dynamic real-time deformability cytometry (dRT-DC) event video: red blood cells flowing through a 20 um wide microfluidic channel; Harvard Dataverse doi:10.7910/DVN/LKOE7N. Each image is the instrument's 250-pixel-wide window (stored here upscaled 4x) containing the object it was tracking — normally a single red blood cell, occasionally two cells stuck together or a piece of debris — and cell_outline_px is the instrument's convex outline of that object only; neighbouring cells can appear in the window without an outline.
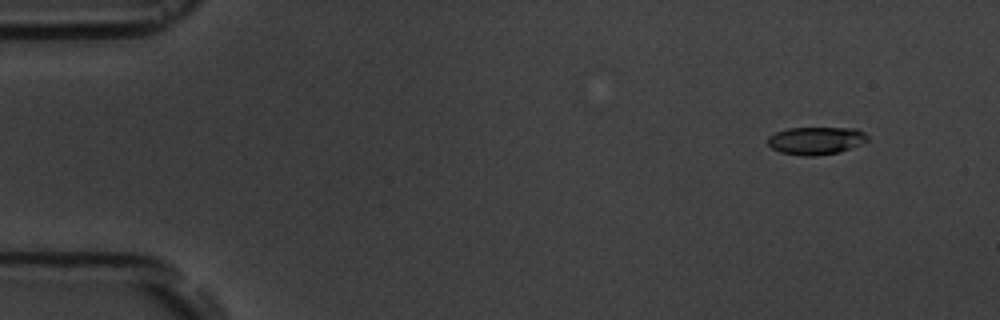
{"species": "common noctule bat (a hibernating species)", "species_latin": "Nyctalus noctula", "temperature_condition": "room temperature", "stored_images_in_passage": 9, "camera_frame_rate_fps": 3000, "um_per_image_px": 0.085, "animal": {"sex": "male", "body_mass_g": 19.5, "forearm_length_mm": 54.6}, "frame": {"image": 1, "passage_image": 2, "time_ms": 1.0, "image_size_px": [1000, 320], "cell_outline_px": [[868, 140], [860, 144], [840, 152], [816, 156], [804, 156], [780, 152], [772, 148], [768, 144], [768, 136], [776, 132], [788, 128], [856, 128], [864, 132], [868, 136]], "centroid_in_image_um": [69.36, 11.95], "position_along_channel_um": 15.6, "area_um2": 16.13}}
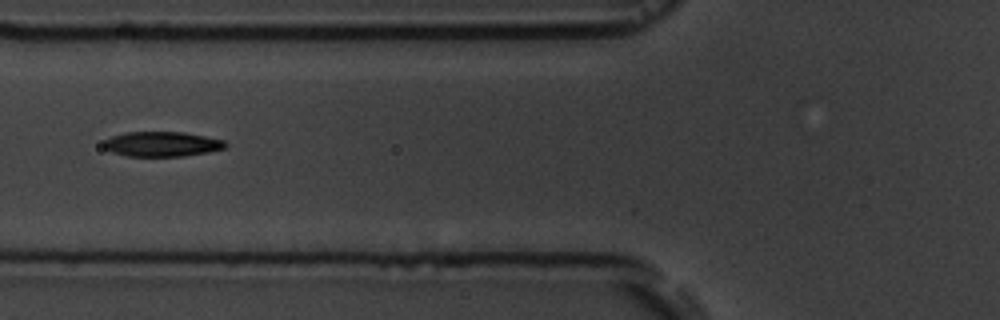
{"frame": {"image": 2, "passage_image": 7, "time_ms": 6.667, "image_size_px": [1000, 320], "cell_outline_px": [[228, 144], [224, 148], [208, 152], [184, 156], [128, 156], [112, 152], [104, 148], [104, 140], [112, 136], [124, 132], [184, 132], [224, 140]], "centroid_in_image_um": [13.76, 12.24], "position_along_channel_um": 112.0, "area_um2": 17.63}}
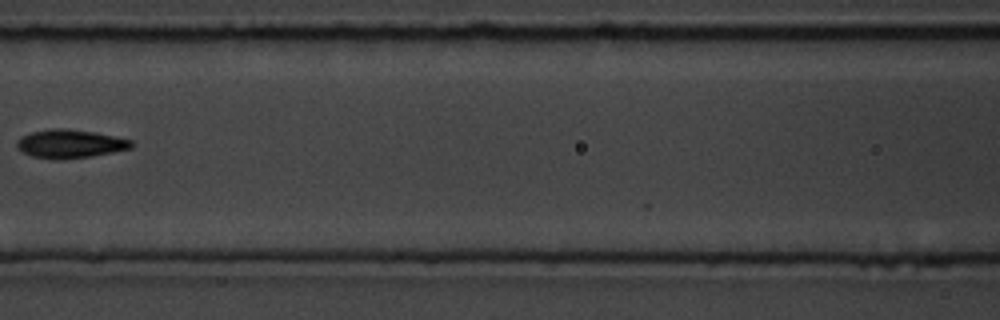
{"frame": {"image": 3, "passage_image": 8, "time_ms": 8.0, "image_size_px": [1000, 320], "cell_outline_px": [[132, 148], [92, 156], [56, 160], [32, 156], [16, 148], [16, 140], [20, 136], [32, 132], [52, 128], [60, 128], [92, 132], [132, 140]], "centroid_in_image_um": [5.9, 12.23], "position_along_channel_um": 160.7, "area_um2": 18.84}}